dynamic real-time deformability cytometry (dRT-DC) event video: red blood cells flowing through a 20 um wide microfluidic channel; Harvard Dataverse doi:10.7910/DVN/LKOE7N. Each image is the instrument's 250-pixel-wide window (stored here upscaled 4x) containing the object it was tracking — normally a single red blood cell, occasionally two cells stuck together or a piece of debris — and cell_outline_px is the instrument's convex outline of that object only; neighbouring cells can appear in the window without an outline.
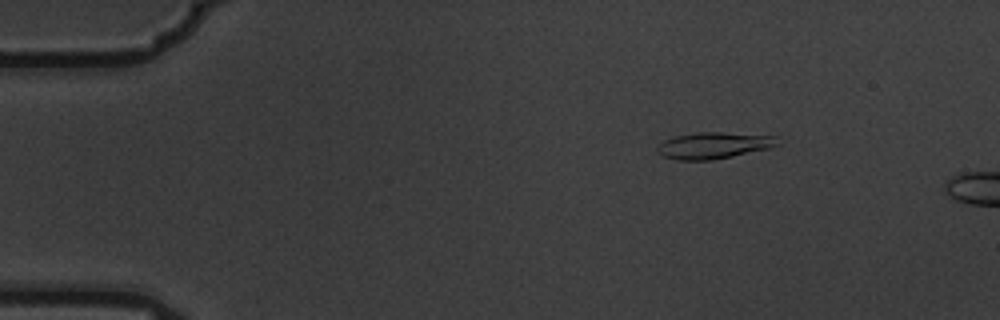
{"species": "common noctule bat (a hibernating species)", "species_latin": "Nyctalus noctula", "temperature_condition": "warm", "stored_images_in_passage": 4, "camera_frame_rate_fps": 3000, "um_per_image_px": 0.085, "animal": {"sex": "male", "body_mass_g": 19.5, "forearm_length_mm": 54.6}, "frame": {"image": 1, "passage_image": 3, "time_ms": 0.667, "image_size_px": [1000, 320], "cell_outline_px": [[780, 144], [768, 148], [732, 156], [712, 160], [676, 160], [664, 156], [656, 152], [656, 148], [664, 140], [676, 136], [696, 132], [720, 132], [776, 136]], "centroid_in_image_um": [60.64, 12.36], "position_along_channel_um": 24.4, "area_um2": 18.44}}